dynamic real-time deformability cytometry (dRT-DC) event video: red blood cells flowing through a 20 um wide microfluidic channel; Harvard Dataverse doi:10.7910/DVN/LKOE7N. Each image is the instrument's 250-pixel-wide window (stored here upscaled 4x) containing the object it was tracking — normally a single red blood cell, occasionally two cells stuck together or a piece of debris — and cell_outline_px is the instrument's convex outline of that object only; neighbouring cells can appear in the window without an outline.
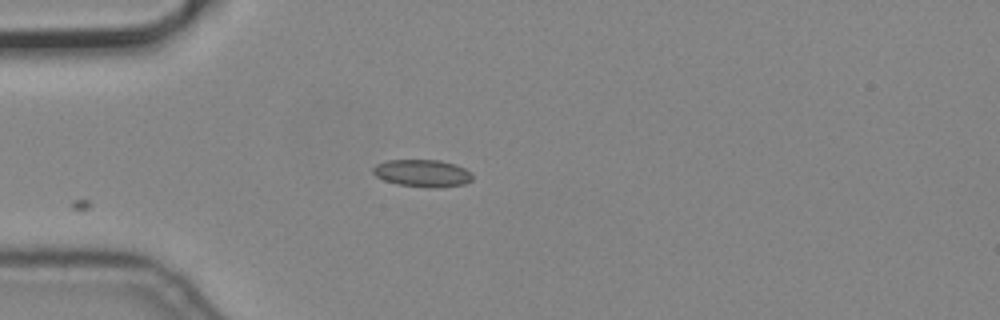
{"species": "common noctule bat (a hibernating species)", "species_latin": "Nyctalus noctula", "temperature_condition": "cold", "stored_images_in_passage": 2, "camera_frame_rate_fps": 3000, "um_per_image_px": 0.085, "animal": {"sex": "male", "body_mass_g": 19.2, "forearm_length_mm": 51.8}, "frame": {"image": 1, "passage_image": 2, "time_ms": 0.333, "image_size_px": [1000, 320], "cell_outline_px": [[472, 180], [464, 184], [396, 184], [384, 180], [376, 176], [372, 172], [372, 168], [376, 164], [388, 160], [440, 160], [456, 164], [472, 172]], "centroid_in_image_um": [35.86, 14.65], "position_along_channel_um": 49.1, "area_um2": 14.91}}